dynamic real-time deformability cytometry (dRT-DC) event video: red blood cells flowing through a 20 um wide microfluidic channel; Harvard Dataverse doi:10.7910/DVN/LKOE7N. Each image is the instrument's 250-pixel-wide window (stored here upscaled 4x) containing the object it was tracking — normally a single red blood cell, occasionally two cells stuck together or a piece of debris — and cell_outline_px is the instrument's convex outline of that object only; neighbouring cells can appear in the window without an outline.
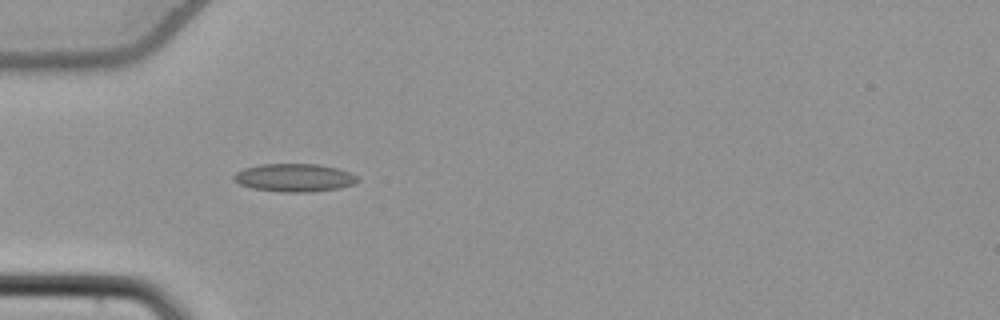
{"species": "common noctule bat (a hibernating species)", "species_latin": "Nyctalus noctula", "temperature_condition": "cold", "stored_images_in_passage": 41, "camera_frame_rate_fps": 3000, "um_per_image_px": 0.085, "animal": {"sex": "female", "body_mass_g": 22.7, "forearm_length_mm": 54.2}, "frame": {"image": 1, "passage_image": 4, "time_ms": 1.0, "image_size_px": [1000, 320], "cell_outline_px": [[360, 180], [356, 184], [340, 188], [312, 192], [280, 192], [252, 188], [240, 184], [232, 180], [232, 176], [236, 172], [244, 168], [260, 164], [320, 164], [336, 168], [348, 172], [356, 176]], "centroid_in_image_um": [25.01, 15.11], "position_along_channel_um": 60.0, "area_um2": 20.4}}
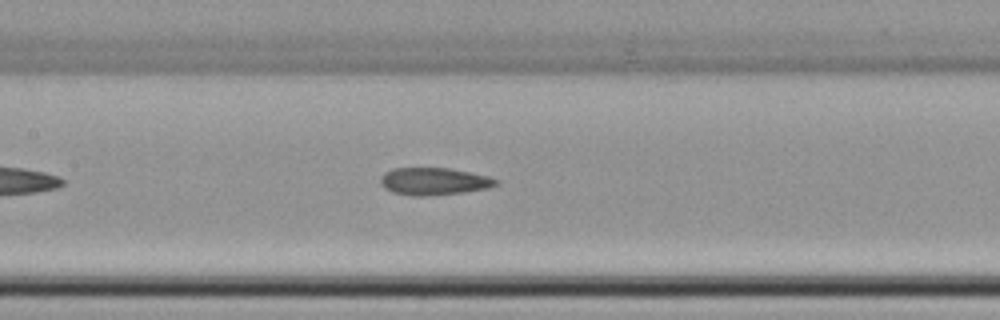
{"frame": {"image": 2, "passage_image": 13, "time_ms": 4.0, "image_size_px": [1000, 320], "cell_outline_px": [[500, 184], [488, 188], [460, 192], [420, 196], [412, 196], [392, 192], [384, 188], [380, 184], [380, 176], [384, 172], [392, 168], [448, 168], [488, 176], [500, 180]], "centroid_in_image_um": [36.85, 15.4], "position_along_channel_um": 170.5, "area_um2": 18.38}}
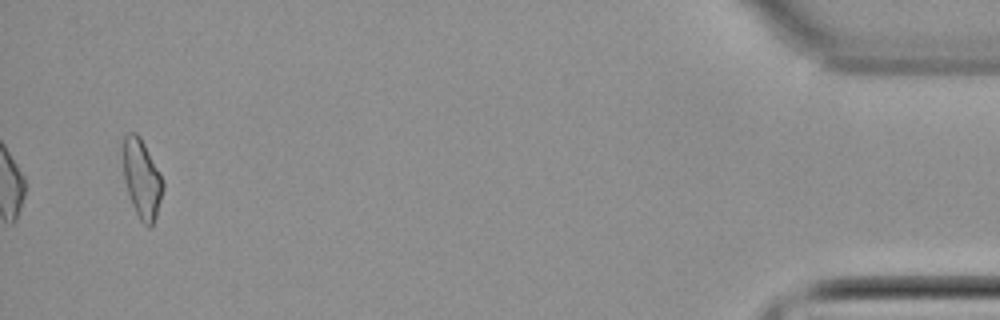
{"frame": {"image": 3, "passage_image": 39, "time_ms": 12.667, "image_size_px": [1000, 320], "cell_outline_px": [[164, 188], [156, 216], [152, 228], [148, 228], [140, 220], [132, 204], [124, 180], [120, 148], [124, 136], [128, 132], [136, 132], [140, 136], [160, 172], [164, 180]], "centroid_in_image_um": [12.03, 15.15], "position_along_channel_um": 423.2, "area_um2": 18.9}, "authors_computed_cell_mechanics": {"area_um2": 18.4382, "velocity_mm_per_s": 3.8621, "shape_relaxation_time_tau1_ms": null, "shape_relaxation_time_tau2_ms": 8.2494, "deformation_change_tau1": null, "deformation_change_tau2": 0.1478}}